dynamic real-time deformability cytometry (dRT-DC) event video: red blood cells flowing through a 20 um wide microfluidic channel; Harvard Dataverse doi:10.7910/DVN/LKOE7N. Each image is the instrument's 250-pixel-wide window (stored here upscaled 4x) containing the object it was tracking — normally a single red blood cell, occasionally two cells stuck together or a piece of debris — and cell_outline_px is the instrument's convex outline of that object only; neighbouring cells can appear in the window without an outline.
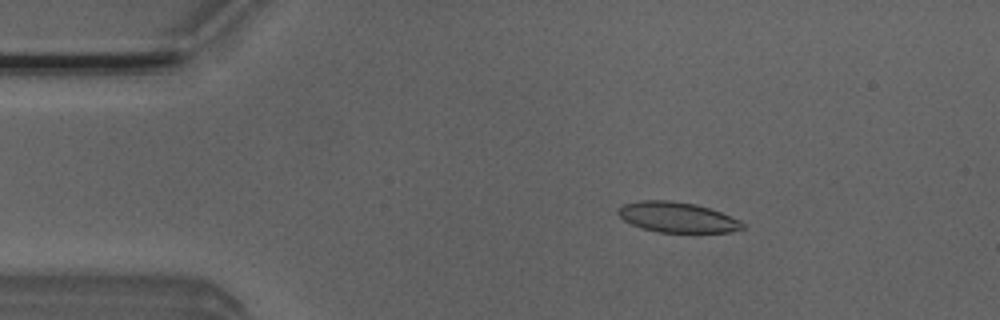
{"species": "Egyptian fruit bat (a non-hibernating species)", "species_latin": "Rousettus aegyptiacus", "temperature_condition": "room temperature", "stored_images_in_passage": 51, "camera_frame_rate_fps": 3000, "um_per_image_px": 0.085, "animal": {"sex": "male"}, "frame": {"image": 1, "passage_image": 8, "time_ms": 2.333, "image_size_px": [1000, 320], "cell_outline_px": [[744, 228], [732, 232], [660, 232], [640, 228], [624, 220], [616, 212], [616, 208], [624, 204], [640, 200], [668, 200], [696, 204], [720, 212], [740, 220], [744, 224]], "centroid_in_image_um": [57.54, 18.46], "position_along_channel_um": 27.5, "area_um2": 21.96}}
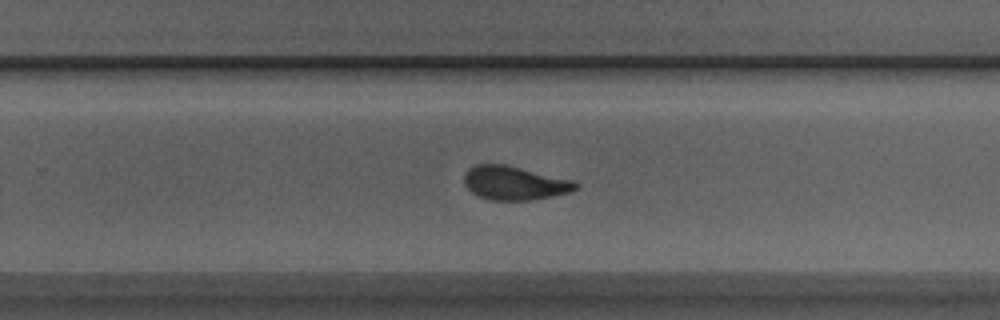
{"frame": {"image": 2, "passage_image": 32, "time_ms": 10.333, "image_size_px": [1000, 320], "cell_outline_px": [[580, 184], [572, 192], [532, 200], [488, 200], [472, 192], [464, 184], [464, 176], [468, 168], [476, 164], [504, 164], [576, 180]], "centroid_in_image_um": [43.77, 15.55], "position_along_channel_um": 286.0, "area_um2": 22.14}}
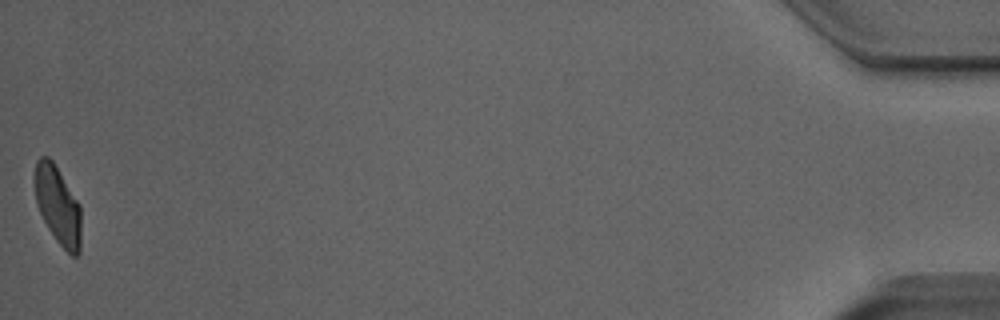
{"frame": {"image": 3, "passage_image": 51, "time_ms": 16.667, "image_size_px": [1000, 320], "cell_outline_px": [[80, 252], [76, 256], [72, 256], [56, 240], [48, 228], [36, 204], [32, 180], [32, 176], [36, 160], [40, 156], [48, 156], [52, 160], [80, 204]], "centroid_in_image_um": [4.87, 17.39], "position_along_channel_um": 430.3, "area_um2": 21.39}, "authors_computed_cell_mechanics": {"area_um2": 22.3108, "velocity_mm_per_s": 3.9299, "shape_relaxation_time_tau1_ms": 4.7943, "shape_relaxation_time_tau2_ms": 1.4097, "deformation_change_tau1": 0.1519, "deformation_change_tau2": 0.0866}}